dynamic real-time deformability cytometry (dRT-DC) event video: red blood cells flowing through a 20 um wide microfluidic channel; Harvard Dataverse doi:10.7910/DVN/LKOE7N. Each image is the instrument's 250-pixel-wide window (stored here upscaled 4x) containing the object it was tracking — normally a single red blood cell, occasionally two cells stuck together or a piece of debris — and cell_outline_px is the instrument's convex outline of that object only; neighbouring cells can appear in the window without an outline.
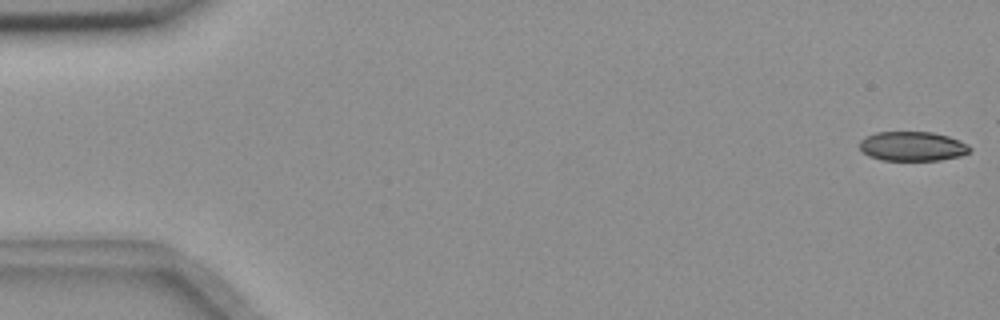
{"species": "common noctule bat (a hibernating species)", "species_latin": "Nyctalus noctula", "temperature_condition": "room temperature", "stored_images_in_passage": 48, "camera_frame_rate_fps": 3000, "um_per_image_px": 0.085, "animal": {"sex": "female", "body_mass_g": 18.4}, "frame": {"image": 1, "passage_image": 1, "time_ms": 0.0, "image_size_px": [1000, 320], "cell_outline_px": [[972, 148], [968, 152], [960, 156], [940, 160], [880, 160], [868, 156], [860, 148], [860, 140], [864, 136], [876, 132], [932, 132], [948, 136], [960, 140], [968, 144]], "centroid_in_image_um": [77.55, 12.43], "position_along_channel_um": 7.5, "area_um2": 19.02}}
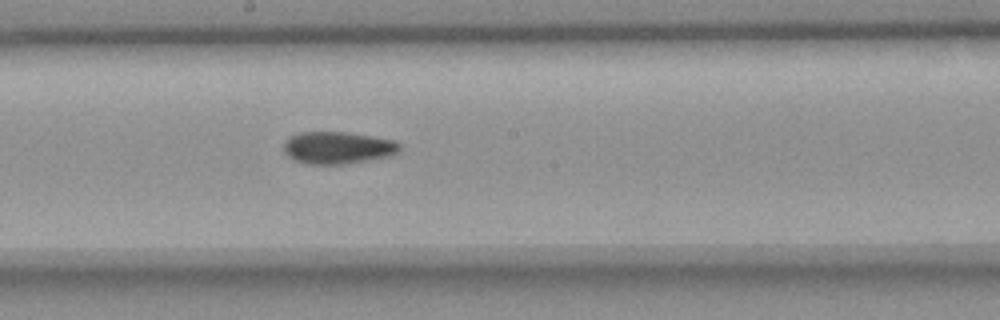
{"frame": {"image": 2, "passage_image": 30, "time_ms": 9.667, "image_size_px": [1000, 320], "cell_outline_px": [[400, 148], [396, 152], [388, 156], [340, 164], [308, 164], [296, 160], [288, 156], [284, 152], [284, 140], [288, 136], [296, 132], [348, 132], [396, 140], [400, 144]], "centroid_in_image_um": [28.66, 12.53], "position_along_channel_um": 219.5, "area_um2": 21.68}}
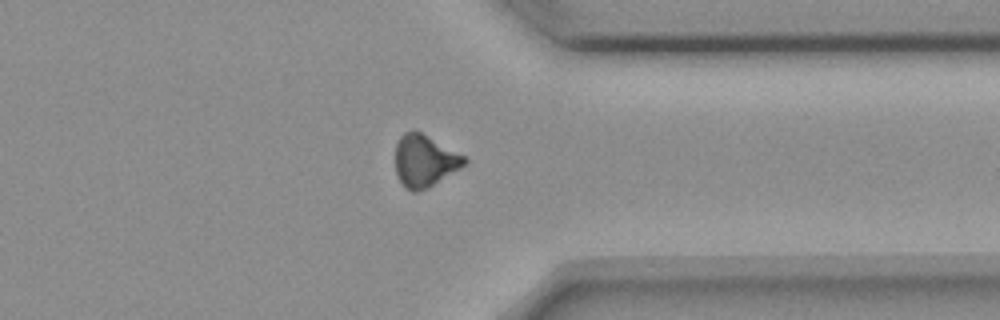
{"frame": {"image": 3, "passage_image": 43, "time_ms": 14.0, "image_size_px": [1000, 320], "cell_outline_px": [[468, 160], [460, 168], [428, 188], [416, 192], [412, 192], [404, 188], [396, 172], [396, 144], [400, 136], [404, 132], [420, 132], [464, 156]], "centroid_in_image_um": [36.06, 13.7], "position_along_channel_um": 375.3, "area_um2": 20.52}, "authors_computed_cell_mechanics": {"area_um2": 21.386, "velocity_mm_per_s": 3.6853, "shape_relaxation_time_tau1_ms": 9.2636, "shape_relaxation_time_tau2_ms": 9.088, "deformation_change_tau1": 0.1623, "deformation_change_tau2": 0.1627}}